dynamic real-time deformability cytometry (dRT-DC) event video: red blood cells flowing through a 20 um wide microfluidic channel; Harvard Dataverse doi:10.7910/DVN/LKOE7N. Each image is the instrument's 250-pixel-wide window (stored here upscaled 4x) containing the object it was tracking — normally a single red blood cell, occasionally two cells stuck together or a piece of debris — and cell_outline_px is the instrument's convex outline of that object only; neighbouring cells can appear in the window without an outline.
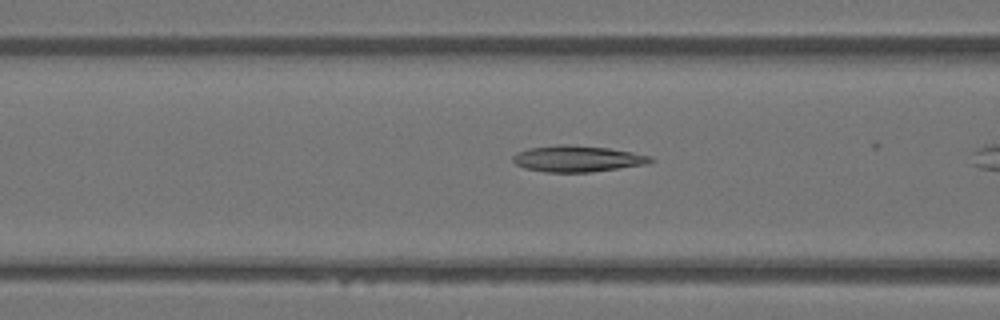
{"species": "Egyptian fruit bat (a non-hibernating species)", "species_latin": "Rousettus aegyptiacus", "temperature_condition": "warm", "stored_images_in_passage": 8, "camera_frame_rate_fps": 3000, "um_per_image_px": 0.085, "animal": {"sex": "female"}, "frame": {"image": 1, "passage_image": 7, "time_ms": 2.0, "image_size_px": [1000, 320], "cell_outline_px": [[656, 160], [644, 164], [592, 172], [544, 172], [524, 168], [516, 164], [512, 160], [512, 156], [516, 152], [528, 148], [560, 144], [568, 144], [608, 148], [632, 152], [652, 156]], "centroid_in_image_um": [49.04, 13.49], "position_along_channel_um": 117.6, "area_um2": 21.1}}